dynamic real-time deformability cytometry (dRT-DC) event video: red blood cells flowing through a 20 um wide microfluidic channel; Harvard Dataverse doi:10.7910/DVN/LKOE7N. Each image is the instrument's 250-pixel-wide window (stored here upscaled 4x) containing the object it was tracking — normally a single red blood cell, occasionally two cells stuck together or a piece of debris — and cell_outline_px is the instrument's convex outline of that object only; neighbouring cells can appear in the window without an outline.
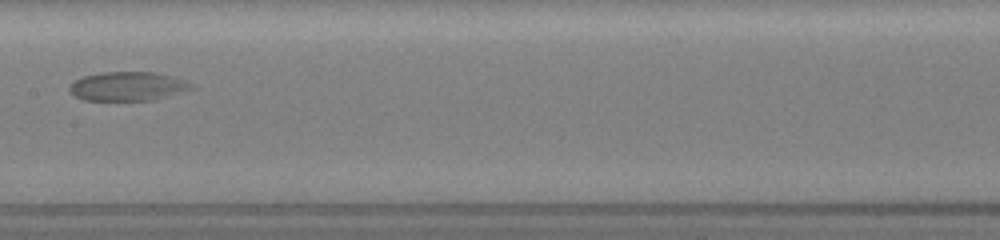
{"species": "common noctule bat (a hibernating species)", "species_latin": "Nyctalus noctula", "temperature_condition": "room temperature", "stored_images_in_passage": 18, "camera_frame_rate_fps": 3000, "um_per_image_px": 0.085, "animal": {"sex": "female", "body_mass_g": 19.5, "forearm_length_mm": 54.1}, "frame": {"image": 1, "passage_image": 13, "time_ms": 6.333, "image_size_px": [1000, 240], "cell_outline_px": [[196, 88], [152, 100], [84, 100], [76, 96], [68, 88], [76, 80], [84, 76], [104, 72], [152, 72], [184, 80], [192, 84]], "centroid_in_image_um": [10.87, 7.34], "position_along_channel_um": 196.5, "area_um2": 20.17}}